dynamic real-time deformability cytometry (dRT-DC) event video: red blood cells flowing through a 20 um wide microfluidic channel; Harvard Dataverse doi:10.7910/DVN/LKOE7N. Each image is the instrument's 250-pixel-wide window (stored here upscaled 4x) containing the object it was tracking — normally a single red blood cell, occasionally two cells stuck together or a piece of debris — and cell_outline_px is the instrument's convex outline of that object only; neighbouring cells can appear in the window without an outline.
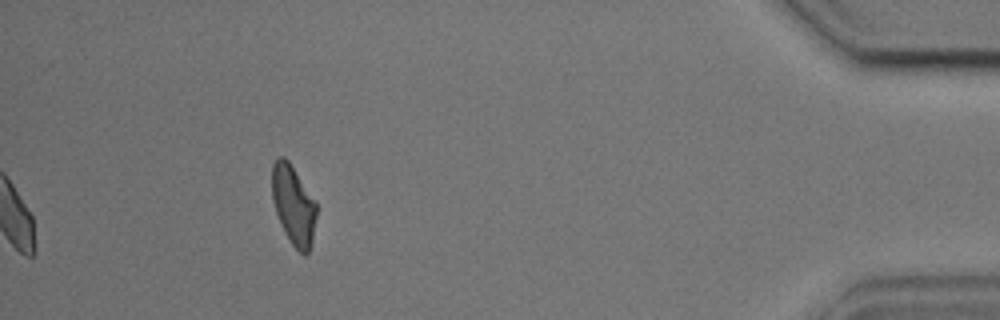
{"species": "common noctule bat (a hibernating species)", "species_latin": "Nyctalus noctula", "temperature_condition": "cold", "stored_images_in_passage": 47, "camera_frame_rate_fps": 3000, "um_per_image_px": 0.085, "animal": {"sex": "male", "body_mass_g": 17.9, "forearm_length_mm": 54.2}, "frame": {"image": 1, "passage_image": 47, "time_ms": 15.333, "image_size_px": [1000, 320], "cell_outline_px": [[316, 216], [312, 240], [308, 252], [304, 256], [292, 244], [284, 232], [280, 224], [272, 200], [272, 164], [276, 156], [284, 156], [288, 160], [316, 200]], "centroid_in_image_um": [24.93, 17.39], "position_along_channel_um": 410.3, "area_um2": 20.69}, "authors_computed_cell_mechanics": {"area_um2": 21.9062, "velocity_mm_per_s": 3.6594, "shape_relaxation_time_tau1_ms": 5.8015, "shape_relaxation_time_tau2_ms": 4.0886, "deformation_change_tau1": 0.1566, "deformation_change_tau2": 0.1119}}